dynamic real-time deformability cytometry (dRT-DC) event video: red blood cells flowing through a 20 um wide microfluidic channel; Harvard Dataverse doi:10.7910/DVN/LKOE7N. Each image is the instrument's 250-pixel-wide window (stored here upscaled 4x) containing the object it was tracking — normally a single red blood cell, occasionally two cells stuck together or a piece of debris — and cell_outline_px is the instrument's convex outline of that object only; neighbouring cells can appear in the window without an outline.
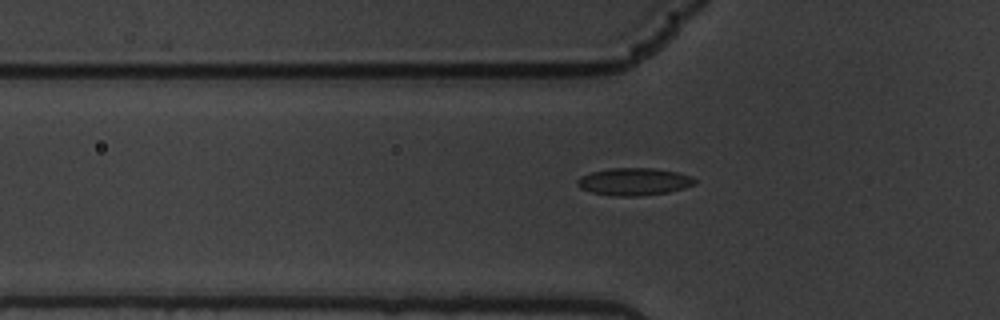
{"species": "common noctule bat (a hibernating species)", "species_latin": "Nyctalus noctula", "temperature_condition": "warm", "stored_images_in_passage": 46, "camera_frame_rate_fps": 3000, "um_per_image_px": 0.085, "animal": {"sex": "male", "body_mass_g": 19.5, "forearm_length_mm": 54.6}, "frame": {"image": 1, "passage_image": 12, "time_ms": 3.667, "image_size_px": [1000, 320], "cell_outline_px": [[696, 184], [684, 188], [668, 192], [636, 196], [612, 196], [592, 192], [580, 188], [576, 184], [576, 180], [580, 176], [592, 172], [608, 168], [652, 168], [676, 172], [688, 176], [696, 180]], "centroid_in_image_um": [53.84, 15.44], "position_along_channel_um": 72.0, "area_um2": 18.67}}
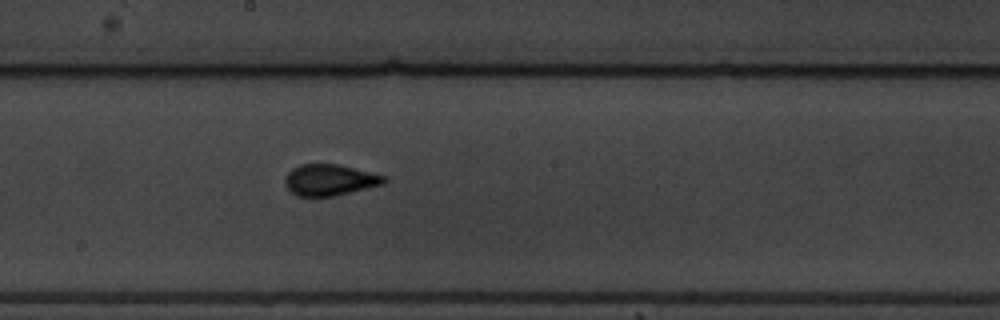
{"frame": {"image": 2, "passage_image": 25, "time_ms": 8.0, "image_size_px": [1000, 320], "cell_outline_px": [[388, 180], [384, 184], [336, 196], [296, 196], [284, 184], [284, 176], [292, 168], [300, 164], [340, 164], [388, 176]], "centroid_in_image_um": [28.05, 15.29], "position_along_channel_um": 220.1, "area_um2": 18.38}}
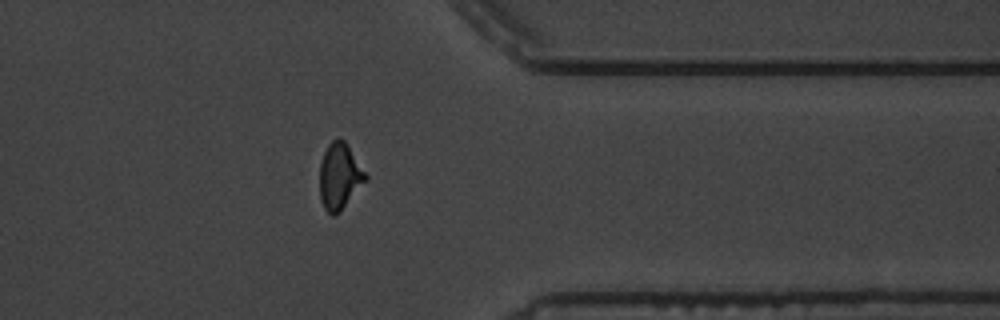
{"frame": {"image": 3, "passage_image": 40, "time_ms": 13.0, "image_size_px": [1000, 320], "cell_outline_px": [[368, 180], [340, 212], [336, 216], [332, 216], [324, 208], [320, 200], [320, 164], [324, 152], [328, 144], [332, 140], [344, 140], [368, 176]], "centroid_in_image_um": [28.87, 15.03], "position_along_channel_um": 382.5, "area_um2": 17.74}, "authors_computed_cell_mechanics": {"area_um2": 17.6001, "velocity_mm_per_s": 3.4192, "shape_relaxation_time_tau1_ms": 10.5689, "shape_relaxation_time_tau2_ms": null, "deformation_change_tau1": 0.2338, "deformation_change_tau2": null}}